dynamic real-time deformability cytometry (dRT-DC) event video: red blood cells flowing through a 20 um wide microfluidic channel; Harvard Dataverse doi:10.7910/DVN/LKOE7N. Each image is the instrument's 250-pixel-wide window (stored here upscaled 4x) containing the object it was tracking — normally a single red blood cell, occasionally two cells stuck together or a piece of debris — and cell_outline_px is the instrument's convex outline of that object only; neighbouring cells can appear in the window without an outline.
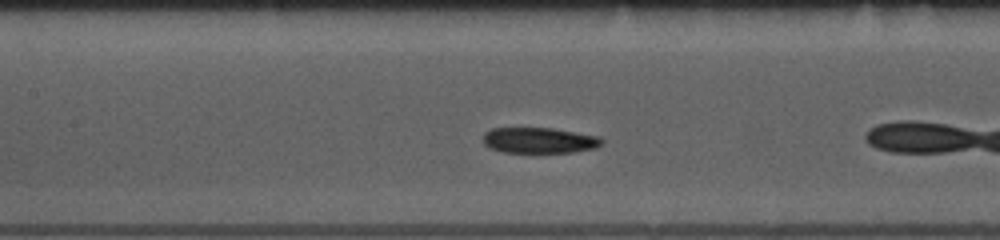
{"species": "common noctule bat (a hibernating species)", "species_latin": "Nyctalus noctula", "temperature_condition": "room temperature", "stored_images_in_passage": 38, "camera_frame_rate_fps": 3000, "um_per_image_px": 0.085, "animal": {"sex": "female", "body_mass_g": 10.0, "forearm_length_mm": 53.1}, "frame": {"image": 1, "passage_image": 9, "time_ms": 2.667, "image_size_px": [1000, 240], "cell_outline_px": [[604, 140], [596, 148], [572, 152], [504, 152], [488, 148], [484, 144], [484, 132], [492, 128], [552, 128], [600, 136]], "centroid_in_image_um": [45.83, 11.92], "position_along_channel_um": 161.6, "area_um2": 17.8}}
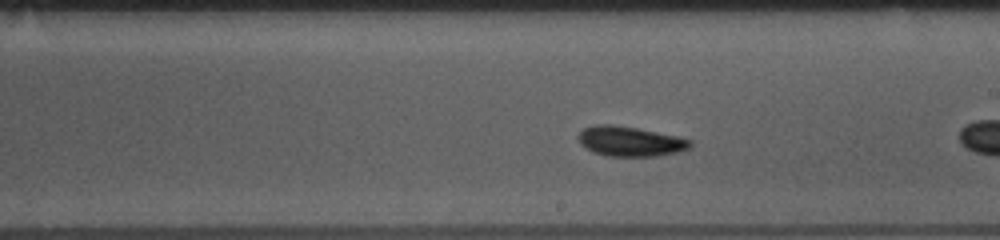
{"frame": {"image": 2, "passage_image": 15, "time_ms": 4.667, "image_size_px": [1000, 240], "cell_outline_px": [[692, 144], [688, 148], [676, 152], [656, 156], [604, 156], [592, 152], [584, 148], [580, 144], [576, 136], [584, 128], [596, 124], [612, 124], [636, 128], [676, 136], [692, 140]], "centroid_in_image_um": [53.49, 12.02], "position_along_channel_um": 235.5, "area_um2": 19.54}}
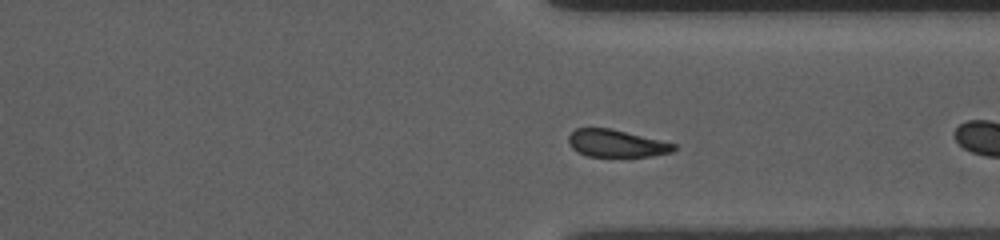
{"frame": {"image": 3, "passage_image": 25, "time_ms": 8.0, "image_size_px": [1000, 240], "cell_outline_px": [[676, 148], [672, 152], [652, 156], [588, 156], [576, 152], [572, 148], [568, 140], [568, 136], [576, 128], [612, 128], [676, 144]], "centroid_in_image_um": [52.38, 12.18], "position_along_channel_um": 359.0, "area_um2": 16.76}, "authors_computed_cell_mechanics": {"area_um2": 18.2648, "velocity_mm_per_s": 3.7006, "shape_relaxation_time_tau1_ms": 1.7411, "shape_relaxation_time_tau2_ms": 5.6061, "deformation_change_tau1": 0.0829, "deformation_change_tau2": 0.1038}}